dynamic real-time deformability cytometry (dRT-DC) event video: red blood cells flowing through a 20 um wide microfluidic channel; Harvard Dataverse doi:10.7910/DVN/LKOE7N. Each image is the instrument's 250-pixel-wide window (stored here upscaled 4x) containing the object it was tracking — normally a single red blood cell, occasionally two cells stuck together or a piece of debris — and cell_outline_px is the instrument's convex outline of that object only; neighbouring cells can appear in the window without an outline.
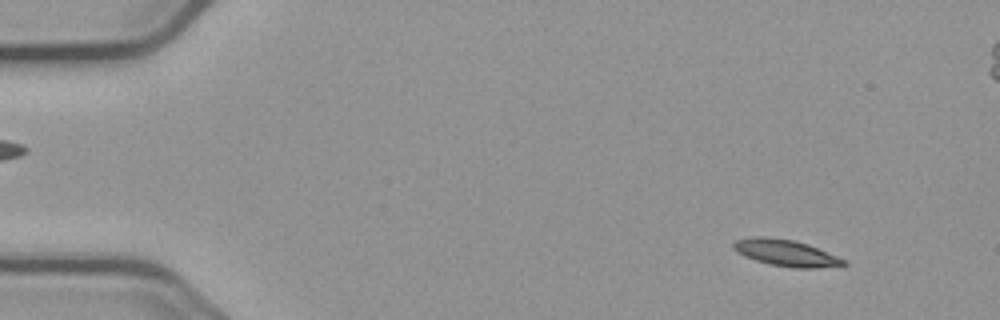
{"species": "common noctule bat (a hibernating species)", "species_latin": "Nyctalus noctula", "temperature_condition": "cold", "stored_images_in_passage": 57, "camera_frame_rate_fps": 3000, "um_per_image_px": 0.085, "animal": {"sex": "male", "body_mass_g": 23.1, "forearm_length_mm": 52.7}, "frame": {"image": 1, "passage_image": 6, "time_ms": 1.667, "image_size_px": [1000, 320], "cell_outline_px": [[848, 264], [816, 268], [792, 268], [768, 264], [744, 256], [736, 252], [732, 248], [732, 244], [736, 240], [752, 236], [768, 236], [796, 240], [808, 244], [836, 256], [844, 260]], "centroid_in_image_um": [66.73, 21.48], "position_along_channel_um": 18.3, "area_um2": 17.11}}
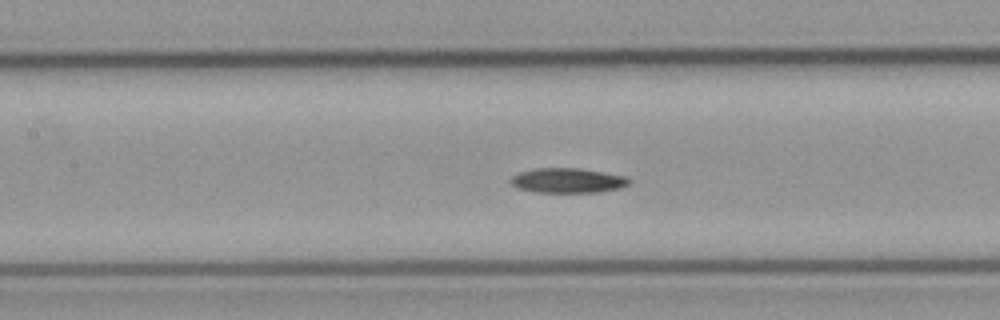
{"frame": {"image": 2, "passage_image": 26, "time_ms": 8.333, "image_size_px": [1000, 320], "cell_outline_px": [[632, 180], [628, 184], [620, 188], [600, 192], [532, 192], [516, 188], [508, 180], [512, 176], [520, 172], [532, 168], [580, 168], [624, 176]], "centroid_in_image_um": [48.2, 15.34], "position_along_channel_um": 159.2, "area_um2": 17.22}}
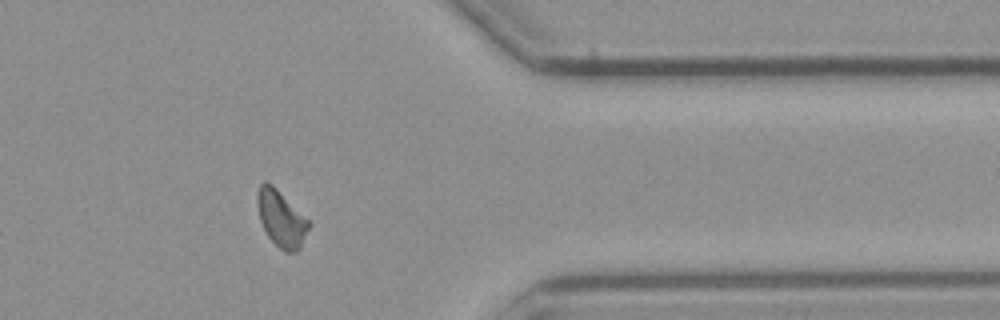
{"frame": {"image": 3, "passage_image": 46, "time_ms": 15.0, "image_size_px": [1000, 320], "cell_outline_px": [[312, 224], [300, 248], [296, 252], [284, 252], [268, 236], [260, 220], [256, 200], [256, 192], [260, 184], [264, 180], [272, 184]], "centroid_in_image_um": [23.9, 18.58], "position_along_channel_um": 387.5, "area_um2": 16.82}, "authors_computed_cell_mechanics": {"area_um2": 16.9354, "velocity_mm_per_s": 3.6734, "shape_relaxation_time_tau1_ms": 6.6548, "shape_relaxation_time_tau2_ms": null, "deformation_change_tau1": 0.1558, "deformation_change_tau2": null}}